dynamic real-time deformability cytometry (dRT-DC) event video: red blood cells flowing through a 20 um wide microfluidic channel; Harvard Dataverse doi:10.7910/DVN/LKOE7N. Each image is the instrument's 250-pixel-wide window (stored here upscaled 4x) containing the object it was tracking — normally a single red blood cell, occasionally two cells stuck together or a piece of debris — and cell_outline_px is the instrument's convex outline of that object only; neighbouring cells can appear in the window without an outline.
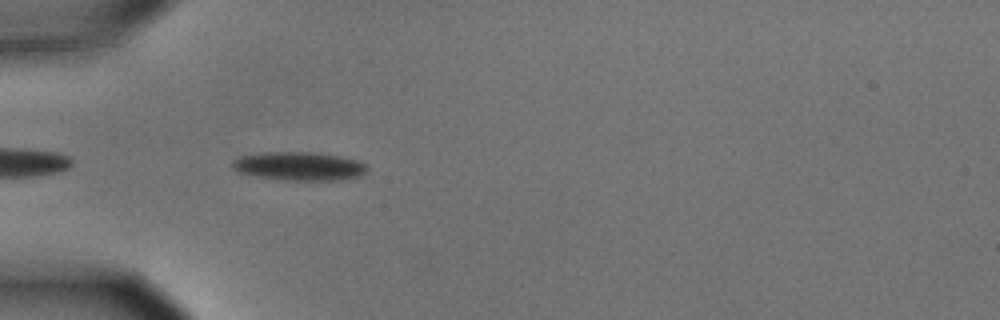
{"species": "common noctule bat (a hibernating species)", "species_latin": "Nyctalus noctula", "temperature_condition": "cold", "stored_images_in_passage": 6, "camera_frame_rate_fps": 3000, "um_per_image_px": 0.085, "animal": {"sex": "male", "body_mass_g": 15.6}, "frame": {"image": 1, "passage_image": 3, "time_ms": 0.667, "image_size_px": [1000, 320], "cell_outline_px": [[368, 168], [364, 172], [356, 176], [336, 180], [280, 180], [256, 176], [236, 172], [232, 168], [232, 160], [240, 156], [264, 152], [312, 152], [340, 156], [356, 160], [364, 164]], "centroid_in_image_um": [25.34, 14.12], "position_along_channel_um": 59.7, "area_um2": 22.31}}